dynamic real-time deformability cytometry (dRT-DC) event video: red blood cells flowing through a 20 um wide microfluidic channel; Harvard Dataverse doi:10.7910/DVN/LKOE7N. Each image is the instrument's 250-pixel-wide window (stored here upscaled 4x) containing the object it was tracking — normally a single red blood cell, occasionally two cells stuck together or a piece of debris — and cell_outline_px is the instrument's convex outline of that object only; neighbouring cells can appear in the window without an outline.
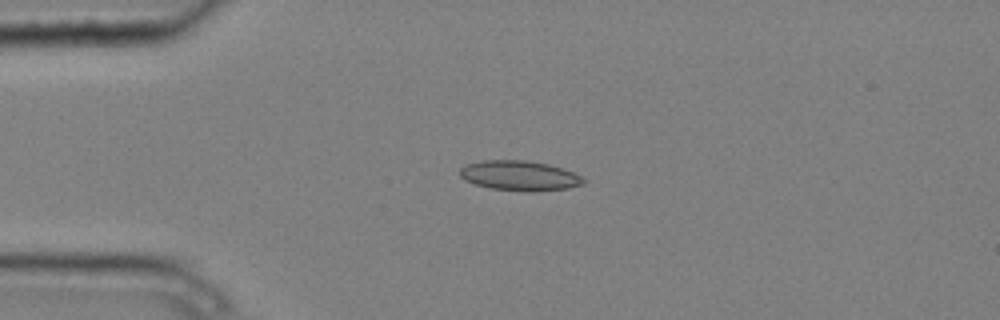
{"species": "common noctule bat (a hibernating species)", "species_latin": "Nyctalus noctula", "temperature_condition": "cold", "stored_images_in_passage": 4, "camera_frame_rate_fps": 3000, "um_per_image_px": 0.085, "animal": {"sex": "male", "body_mass_g": 20.4}, "frame": {"image": 1, "passage_image": 3, "time_ms": 0.667, "image_size_px": [1000, 320], "cell_outline_px": [[584, 184], [568, 188], [536, 192], [524, 192], [492, 188], [476, 184], [464, 180], [460, 176], [460, 168], [468, 164], [480, 160], [524, 160], [548, 164], [572, 172], [580, 176], [584, 180]], "centroid_in_image_um": [44.15, 14.94], "position_along_channel_um": 40.9, "area_um2": 21.5}}